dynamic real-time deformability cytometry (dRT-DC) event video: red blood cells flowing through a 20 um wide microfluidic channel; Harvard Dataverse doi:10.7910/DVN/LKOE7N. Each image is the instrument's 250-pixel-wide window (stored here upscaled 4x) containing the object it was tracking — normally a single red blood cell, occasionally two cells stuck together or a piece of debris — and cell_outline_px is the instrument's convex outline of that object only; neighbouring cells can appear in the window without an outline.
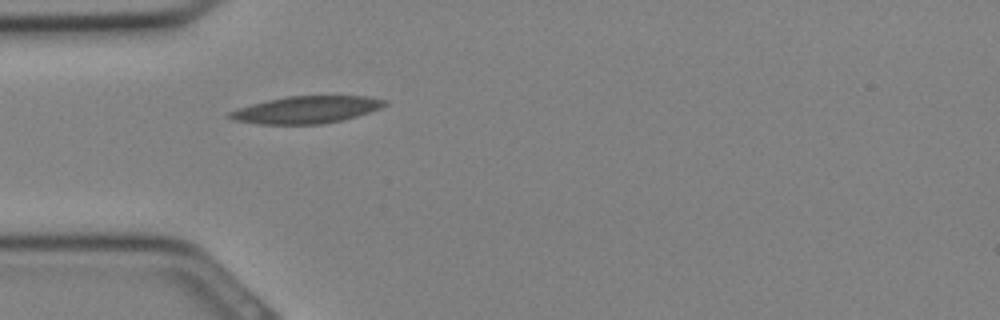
{"species": "Egyptian fruit bat (a non-hibernating species)", "species_latin": "Rousettus aegyptiacus", "temperature_condition": "cold", "stored_images_in_passage": 3, "camera_frame_rate_fps": 3000, "um_per_image_px": 0.085, "animal": {"sex": "female"}, "frame": {"image": 1, "passage_image": 1, "time_ms": 0.0, "image_size_px": [1000, 320], "cell_outline_px": [[388, 104], [380, 108], [356, 116], [324, 124], [260, 124], [236, 120], [228, 116], [228, 112], [252, 104], [268, 100], [288, 96], [368, 96], [388, 100]], "centroid_in_image_um": [26.09, 9.32], "position_along_channel_um": 58.9, "area_um2": 24.28}}
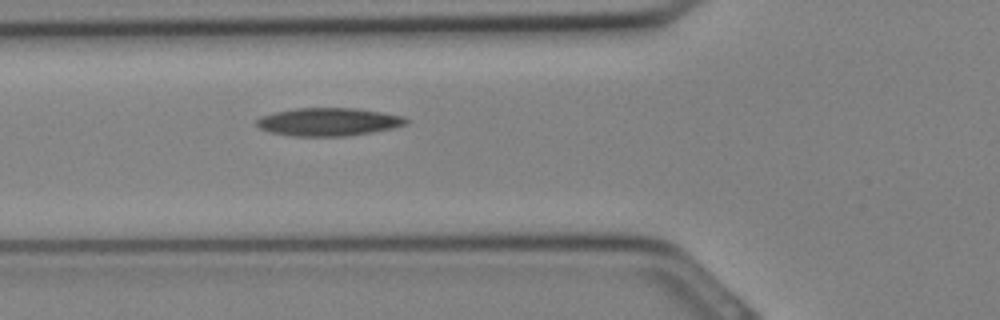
{"frame": {"image": 2, "passage_image": 3, "time_ms": 0.667, "image_size_px": [1000, 320], "cell_outline_px": [[408, 124], [392, 128], [372, 132], [348, 136], [292, 136], [268, 132], [260, 128], [256, 124], [256, 120], [260, 116], [276, 112], [296, 108], [356, 108], [404, 116], [408, 120]], "centroid_in_image_um": [27.91, 10.36], "position_along_channel_um": 97.9, "area_um2": 24.45}}